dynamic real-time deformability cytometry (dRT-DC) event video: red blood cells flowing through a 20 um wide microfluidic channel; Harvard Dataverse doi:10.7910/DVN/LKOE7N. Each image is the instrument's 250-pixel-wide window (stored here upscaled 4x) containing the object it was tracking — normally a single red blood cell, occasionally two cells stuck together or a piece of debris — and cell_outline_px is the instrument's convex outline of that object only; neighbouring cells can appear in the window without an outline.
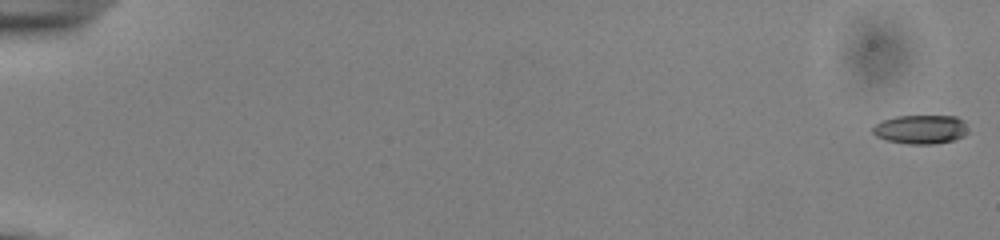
{"species": "common noctule bat (a hibernating species)", "species_latin": "Nyctalus noctula", "temperature_condition": "cold", "stored_images_in_passage": 55, "camera_frame_rate_fps": 3000, "um_per_image_px": 0.085, "animal": {"sex": "male", "body_mass_g": 13.0, "forearm_length_mm": 53.1}, "frame": {"image": 1, "passage_image": 1, "time_ms": 0.0, "image_size_px": [1000, 240], "cell_outline_px": [[968, 132], [964, 136], [956, 140], [932, 144], [908, 144], [888, 140], [876, 136], [872, 132], [872, 128], [880, 120], [896, 116], [956, 116], [964, 120], [968, 128]], "centroid_in_image_um": [78.29, 10.99], "position_along_channel_um": 6.7, "area_um2": 16.3}}
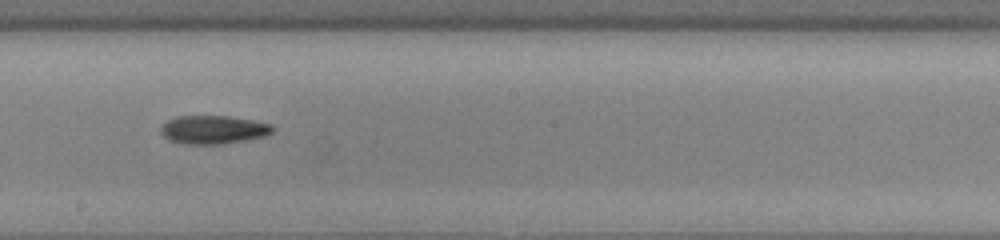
{"frame": {"image": 2, "passage_image": 33, "time_ms": 10.667, "image_size_px": [1000, 240], "cell_outline_px": [[276, 128], [272, 132], [264, 136], [224, 144], [184, 144], [168, 140], [160, 132], [160, 128], [168, 120], [176, 116], [228, 116], [252, 120], [272, 124]], "centroid_in_image_um": [18.13, 11.02], "position_along_channel_um": 230.1, "area_um2": 18.55}}
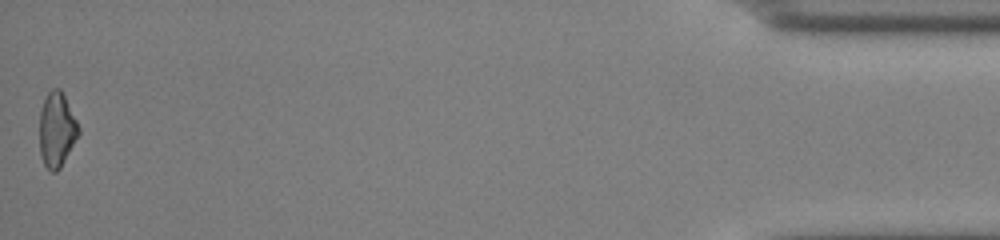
{"frame": {"image": 3, "passage_image": 55, "time_ms": 18.0, "image_size_px": [1000, 240], "cell_outline_px": [[80, 132], [60, 168], [56, 172], [52, 172], [44, 164], [40, 156], [40, 112], [44, 100], [48, 92], [52, 88], [60, 88], [80, 128]], "centroid_in_image_um": [4.82, 11.03], "position_along_channel_um": 430.4, "area_um2": 16.76}, "authors_computed_cell_mechanics": {"area_um2": 17.34, "velocity_mm_per_s": 3.8979, "shape_relaxation_time_tau1_ms": 3.0775, "shape_relaxation_time_tau2_ms": null, "deformation_change_tau1": 0.0819, "deformation_change_tau2": null}}